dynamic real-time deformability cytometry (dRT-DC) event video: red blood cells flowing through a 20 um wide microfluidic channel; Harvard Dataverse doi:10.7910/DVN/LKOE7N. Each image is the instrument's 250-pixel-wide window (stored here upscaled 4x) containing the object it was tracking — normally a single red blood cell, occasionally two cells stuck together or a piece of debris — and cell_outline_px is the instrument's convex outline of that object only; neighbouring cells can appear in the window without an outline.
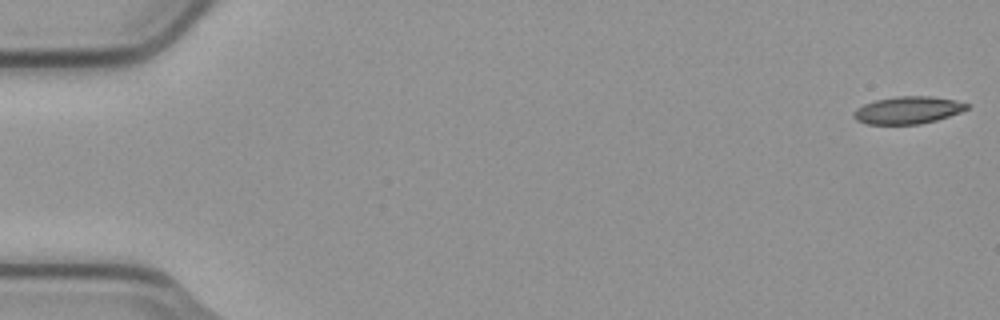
{"species": "common noctule bat (a hibernating species)", "species_latin": "Nyctalus noctula", "temperature_condition": "cold", "stored_images_in_passage": 55, "camera_frame_rate_fps": 3000, "um_per_image_px": 0.085, "animal": {"sex": "male", "body_mass_g": 23.1, "forearm_length_mm": 52.7}, "frame": {"image": 1, "passage_image": 1, "time_ms": 0.0, "image_size_px": [1000, 320], "cell_outline_px": [[972, 104], [968, 108], [960, 112], [936, 120], [920, 124], [864, 124], [856, 120], [852, 116], [852, 112], [856, 108], [864, 104], [876, 100], [896, 96], [932, 96], [956, 100]], "centroid_in_image_um": [77.16, 9.36], "position_along_channel_um": 7.8, "area_um2": 18.21}}
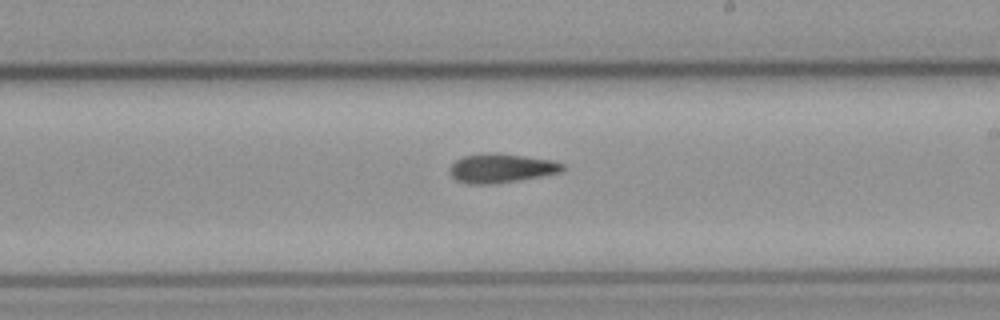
{"frame": {"image": 2, "passage_image": 32, "time_ms": 10.333, "image_size_px": [1000, 320], "cell_outline_px": [[564, 168], [560, 172], [540, 176], [516, 180], [488, 184], [468, 184], [456, 180], [448, 172], [448, 168], [456, 160], [464, 156], [496, 152], [552, 160], [564, 164]], "centroid_in_image_um": [42.56, 14.29], "position_along_channel_um": 246.4, "area_um2": 18.9}}
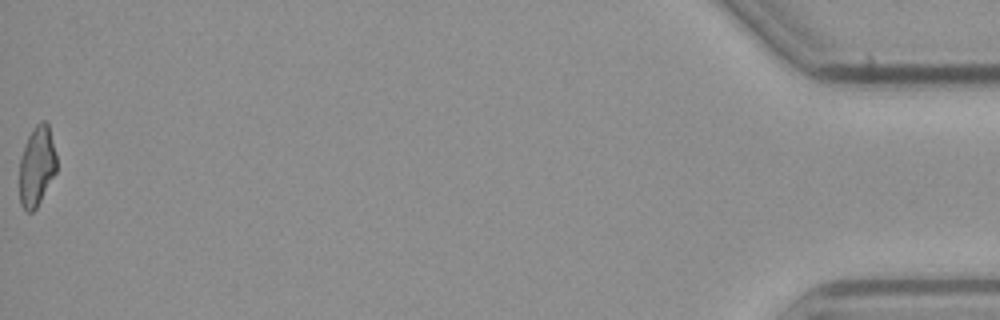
{"frame": {"image": 3, "passage_image": 55, "time_ms": 18.0, "image_size_px": [1000, 320], "cell_outline_px": [[56, 172], [36, 208], [32, 212], [28, 212], [20, 204], [20, 156], [28, 136], [36, 124], [40, 120], [44, 120], [48, 124], [56, 156]], "centroid_in_image_um": [3.12, 14.11], "position_along_channel_um": 432.1, "area_um2": 17.11}, "authors_computed_cell_mechanics": {"area_um2": 18.4382, "velocity_mm_per_s": 3.7817, "shape_relaxation_time_tau1_ms": null, "shape_relaxation_time_tau2_ms": 7.751, "deformation_change_tau1": null, "deformation_change_tau2": 0.1931}}